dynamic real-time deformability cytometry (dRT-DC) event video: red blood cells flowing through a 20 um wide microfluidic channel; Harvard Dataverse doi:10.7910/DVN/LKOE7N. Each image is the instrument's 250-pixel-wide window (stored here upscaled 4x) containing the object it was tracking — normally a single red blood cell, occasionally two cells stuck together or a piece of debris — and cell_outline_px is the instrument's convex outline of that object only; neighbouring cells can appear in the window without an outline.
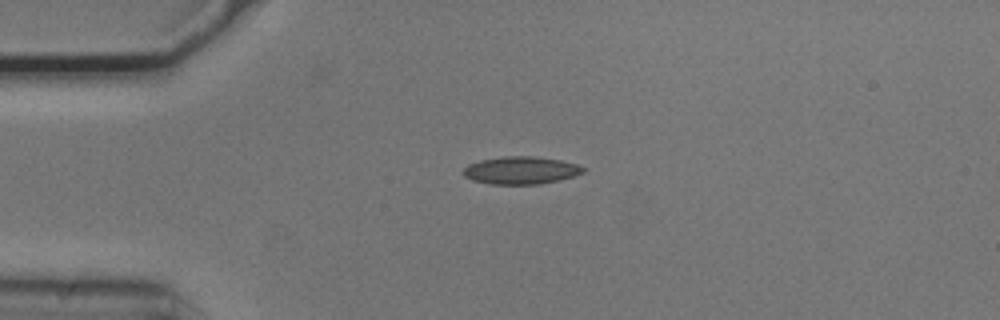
{"species": "common noctule bat (a hibernating species)", "species_latin": "Nyctalus noctula", "temperature_condition": "cold", "stored_images_in_passage": 42, "camera_frame_rate_fps": 3000, "um_per_image_px": 0.085, "animal": {"sex": "male", "body_mass_g": 20.5, "forearm_length_mm": 52.5}, "frame": {"image": 1, "passage_image": 1, "time_ms": 0.0, "image_size_px": [1000, 320], "cell_outline_px": [[588, 168], [584, 172], [572, 176], [540, 184], [492, 184], [472, 180], [464, 176], [464, 168], [468, 164], [480, 160], [504, 156], [532, 156], [560, 160], [576, 164]], "centroid_in_image_um": [44.27, 14.47], "position_along_channel_um": 40.7, "area_um2": 19.13}}
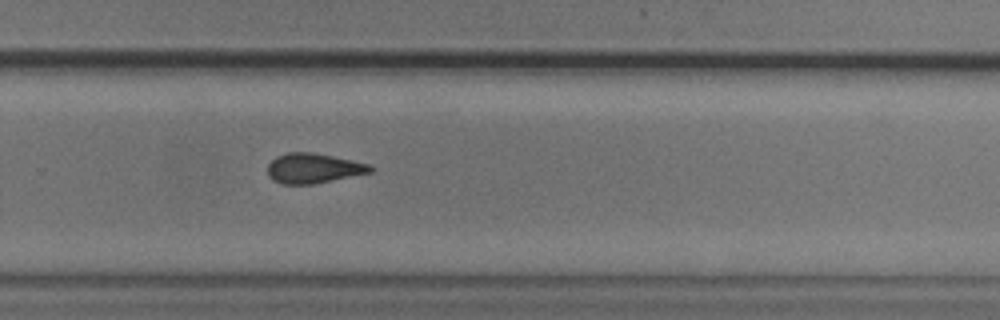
{"frame": {"image": 2, "passage_image": 24, "time_ms": 7.667, "image_size_px": [1000, 320], "cell_outline_px": [[372, 172], [312, 184], [284, 184], [272, 180], [268, 176], [268, 164], [276, 156], [288, 152], [312, 152], [352, 160], [368, 164], [372, 168]], "centroid_in_image_um": [26.6, 14.3], "position_along_channel_um": 303.2, "area_um2": 17.74}}
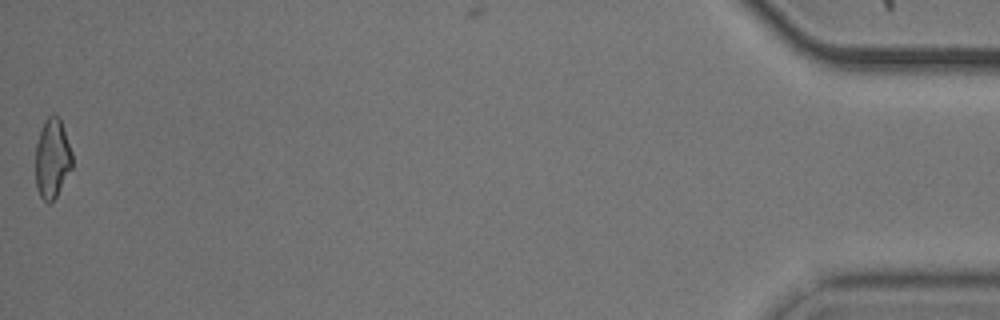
{"frame": {"image": 3, "passage_image": 42, "time_ms": 13.667, "image_size_px": [1000, 320], "cell_outline_px": [[72, 168], [56, 196], [48, 204], [40, 196], [36, 188], [36, 144], [44, 120], [48, 116], [60, 116], [72, 152]], "centroid_in_image_um": [4.45, 13.46], "position_along_channel_um": 430.8, "area_um2": 16.99}, "authors_computed_cell_mechanics": {"area_um2": 18.0047, "velocity_mm_per_s": 3.7423, "shape_relaxation_time_tau1_ms": null, "shape_relaxation_time_tau2_ms": 4.5921, "deformation_change_tau1": null, "deformation_change_tau2": 0.106}}